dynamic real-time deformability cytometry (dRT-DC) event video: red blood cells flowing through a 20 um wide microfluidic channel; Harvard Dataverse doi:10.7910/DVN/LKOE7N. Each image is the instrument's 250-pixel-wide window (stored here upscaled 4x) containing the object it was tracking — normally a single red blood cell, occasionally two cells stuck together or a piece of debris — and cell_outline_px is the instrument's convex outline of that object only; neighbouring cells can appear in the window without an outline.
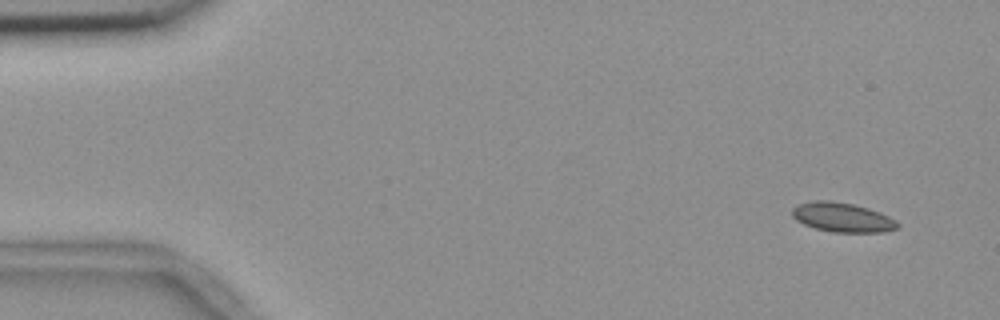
{"species": "common noctule bat (a hibernating species)", "species_latin": "Nyctalus noctula", "temperature_condition": "room temperature", "stored_images_in_passage": 54, "segment_of_instrument_passage": [1, 2], "camera_frame_rate_fps": 3000, "um_per_image_px": 0.085, "animal": {"sex": "female", "body_mass_g": 18.4}, "frame": {"image": 1, "passage_image": 1, "time_ms": 0.0, "image_size_px": [1000, 320], "cell_outline_px": [[900, 224], [896, 228], [880, 232], [832, 232], [816, 228], [804, 224], [796, 220], [792, 216], [792, 208], [800, 204], [812, 200], [832, 200], [852, 204], [868, 208], [880, 212], [896, 220]], "centroid_in_image_um": [71.58, 18.46], "position_along_channel_um": 13.4, "area_um2": 17.98}}
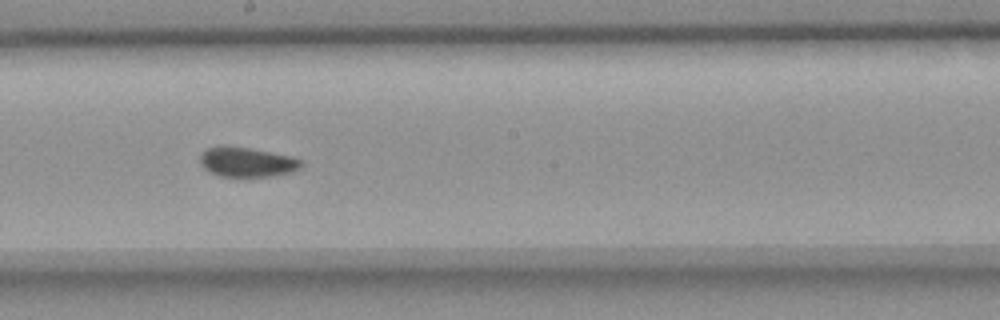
{"frame": {"image": 2, "passage_image": 28, "time_ms": 9.0, "image_size_px": [1000, 320], "cell_outline_px": [[304, 164], [300, 168], [292, 172], [272, 176], [220, 176], [208, 172], [200, 164], [200, 152], [204, 148], [224, 144], [248, 148], [288, 156], [300, 160]], "centroid_in_image_um": [20.9, 13.76], "position_along_channel_um": 227.3, "area_um2": 17.63}}
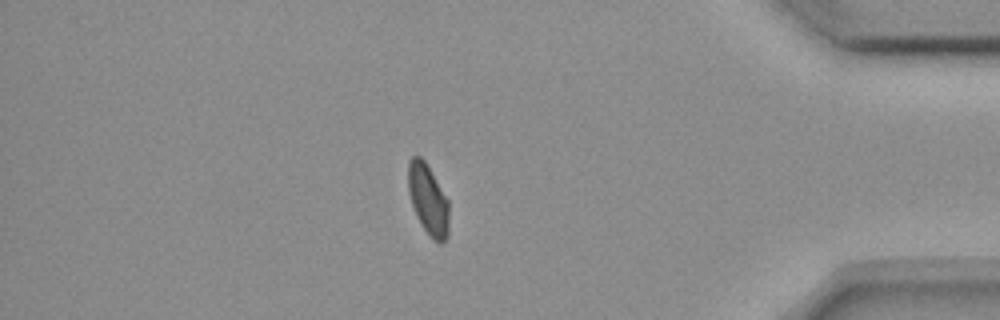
{"frame": {"image": 3, "passage_image": 45, "time_ms": 14.667, "image_size_px": [1000, 320], "cell_outline_px": [[448, 236], [440, 244], [432, 240], [416, 216], [408, 192], [408, 160], [412, 156], [420, 156], [424, 160], [448, 200]], "centroid_in_image_um": [36.37, 16.97], "position_along_channel_um": 398.8, "area_um2": 16.65}}